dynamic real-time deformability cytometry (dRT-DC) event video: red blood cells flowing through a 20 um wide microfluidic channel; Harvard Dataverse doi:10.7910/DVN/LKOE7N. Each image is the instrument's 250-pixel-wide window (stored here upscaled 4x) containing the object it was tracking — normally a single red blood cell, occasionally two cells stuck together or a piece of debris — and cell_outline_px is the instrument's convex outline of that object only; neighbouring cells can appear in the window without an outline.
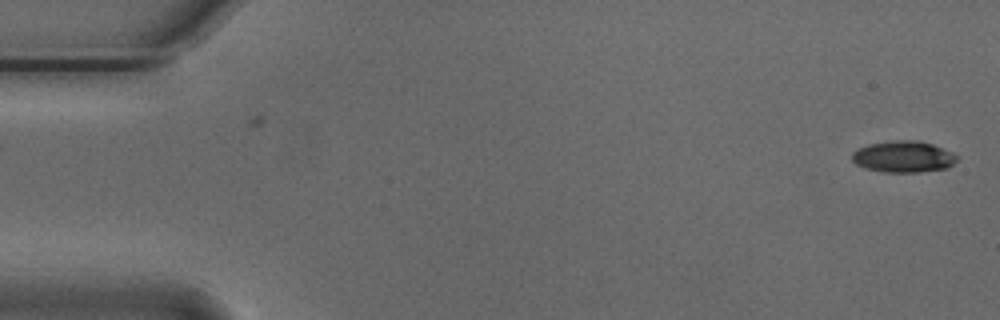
{"species": "Egyptian fruit bat (a non-hibernating species)", "species_latin": "Rousettus aegyptiacus", "temperature_condition": "cold", "stored_images_in_passage": 54, "camera_frame_rate_fps": 3000, "um_per_image_px": 0.085, "animal": {"sex": "male"}, "frame": {"image": 1, "passage_image": 1, "time_ms": 0.0, "image_size_px": [1000, 320], "cell_outline_px": [[956, 160], [948, 168], [920, 172], [884, 172], [864, 168], [856, 164], [852, 160], [852, 152], [868, 144], [896, 140], [912, 140], [932, 144], [952, 152], [956, 156]], "centroid_in_image_um": [76.77, 13.33], "position_along_channel_um": 8.2, "area_um2": 19.07}}
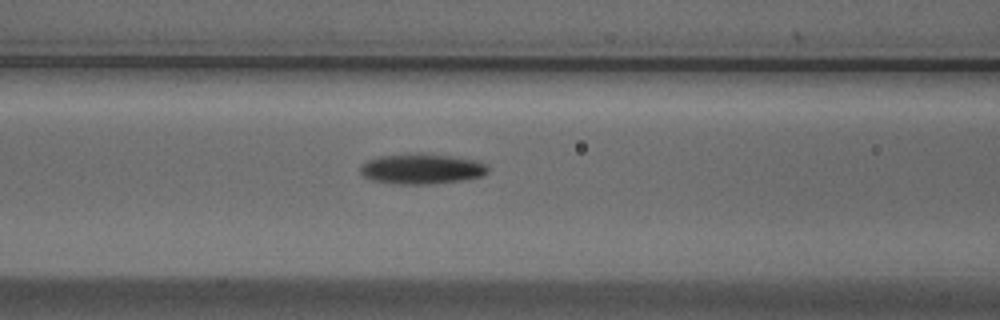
{"frame": {"image": 2, "passage_image": 22, "time_ms": 7.0, "image_size_px": [1000, 320], "cell_outline_px": [[488, 172], [484, 176], [464, 180], [428, 184], [396, 184], [372, 180], [364, 176], [360, 172], [360, 168], [368, 160], [376, 156], [416, 152], [420, 152], [452, 156], [476, 160], [484, 164], [488, 168]], "centroid_in_image_um": [35.84, 14.34], "position_along_channel_um": 130.8, "area_um2": 22.83}}
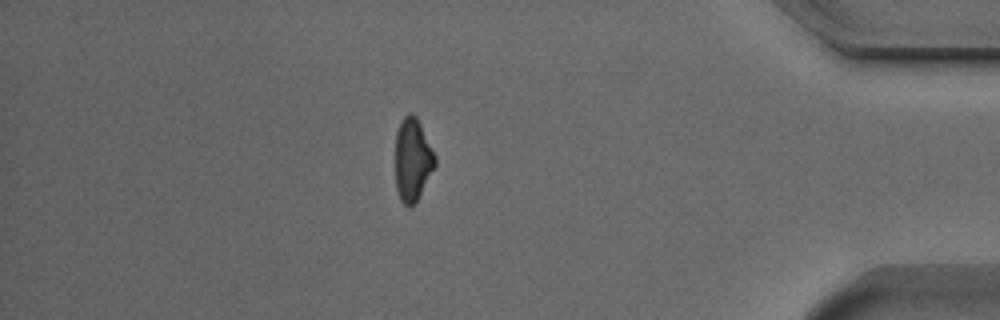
{"frame": {"image": 3, "passage_image": 47, "time_ms": 15.333, "image_size_px": [1000, 320], "cell_outline_px": [[436, 164], [416, 204], [408, 208], [400, 200], [396, 188], [396, 132], [400, 120], [408, 112], [412, 112], [416, 116], [436, 156]], "centroid_in_image_um": [35.06, 13.59], "position_along_channel_um": 400.1, "area_um2": 19.36}, "authors_computed_cell_mechanics": {"area_um2": 20.4034, "velocity_mm_per_s": 3.7306, "shape_relaxation_time_tau1_ms": 3.026, "shape_relaxation_time_tau2_ms": null, "deformation_change_tau1": 0.1452, "deformation_change_tau2": null}}